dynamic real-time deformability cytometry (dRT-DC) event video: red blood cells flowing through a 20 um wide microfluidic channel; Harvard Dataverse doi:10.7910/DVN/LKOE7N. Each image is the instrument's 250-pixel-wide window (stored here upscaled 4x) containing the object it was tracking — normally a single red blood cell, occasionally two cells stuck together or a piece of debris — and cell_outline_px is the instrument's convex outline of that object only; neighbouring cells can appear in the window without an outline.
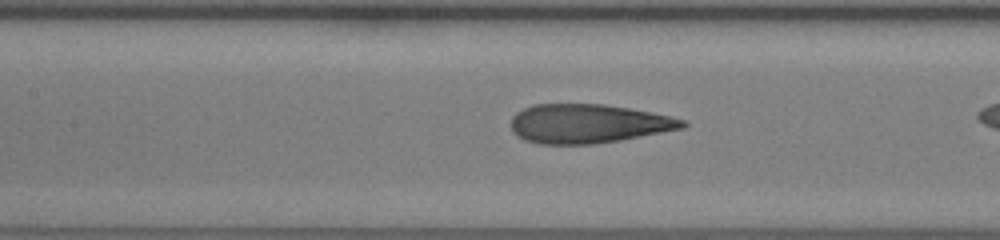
{"species": "human", "species_latin": "Homo sapiens", "temperature_condition": "room temperature", "stored_images_in_passage": 39, "camera_frame_rate_fps": 3000, "um_per_image_px": 0.085, "donor": {"sex": "female"}, "frame": {"image": 1, "passage_image": 23, "time_ms": 7.333, "image_size_px": [1000, 240], "cell_outline_px": [[688, 124], [684, 128], [620, 140], [592, 144], [540, 144], [524, 140], [516, 136], [512, 132], [512, 116], [516, 112], [532, 104], [604, 104], [628, 108], [672, 116], [684, 120]], "centroid_in_image_um": [49.97, 10.51], "position_along_channel_um": 157.4, "area_um2": 39.07}}